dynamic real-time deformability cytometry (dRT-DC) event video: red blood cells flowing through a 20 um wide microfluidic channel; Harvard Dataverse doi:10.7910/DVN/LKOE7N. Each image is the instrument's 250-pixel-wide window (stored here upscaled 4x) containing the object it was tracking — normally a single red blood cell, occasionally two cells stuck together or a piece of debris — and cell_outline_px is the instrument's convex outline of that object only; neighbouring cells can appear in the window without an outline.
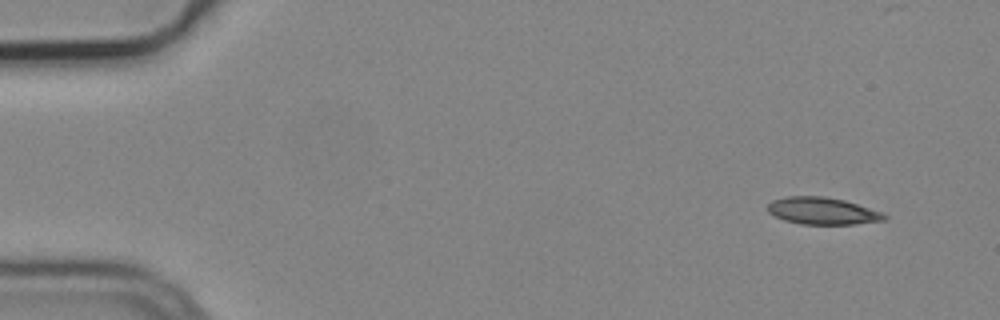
{"species": "common noctule bat (a hibernating species)", "species_latin": "Nyctalus noctula", "temperature_condition": "cold", "stored_images_in_passage": 5, "camera_frame_rate_fps": 3000, "um_per_image_px": 0.085, "animal": {"sex": "male", "body_mass_g": 19.2, "forearm_length_mm": 51.8}, "frame": {"image": 1, "passage_image": 1, "time_ms": 0.0, "image_size_px": [1000, 320], "cell_outline_px": [[888, 220], [852, 224], [800, 224], [784, 220], [768, 212], [768, 204], [772, 200], [788, 196], [824, 196], [844, 200], [880, 212], [888, 216]], "centroid_in_image_um": [69.9, 17.93], "position_along_channel_um": 15.1, "area_um2": 18.26}}
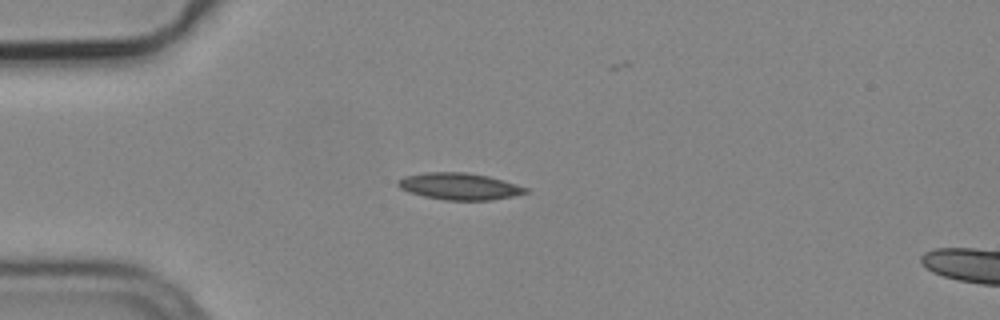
{"frame": {"image": 2, "passage_image": 3, "time_ms": 0.667, "image_size_px": [1000, 320], "cell_outline_px": [[528, 192], [512, 196], [492, 200], [444, 200], [424, 196], [408, 192], [400, 188], [396, 184], [396, 180], [404, 176], [424, 172], [464, 172], [488, 176], [504, 180], [528, 188]], "centroid_in_image_um": [39.01, 15.83], "position_along_channel_um": 46.0, "area_um2": 20.0}}
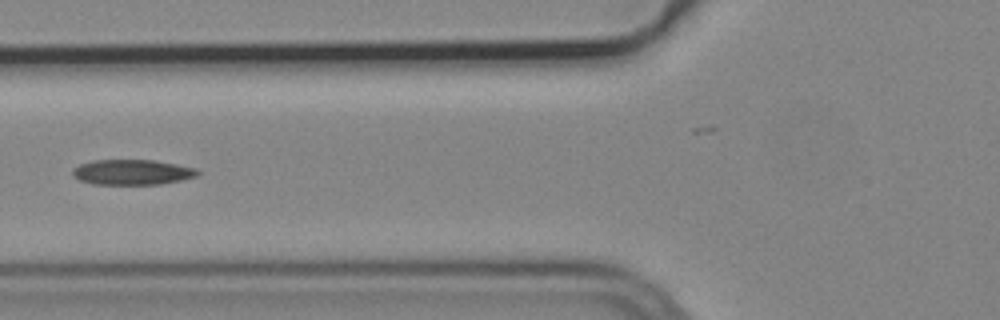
{"frame": {"image": 3, "passage_image": 5, "time_ms": 1.333, "image_size_px": [1000, 320], "cell_outline_px": [[200, 172], [196, 176], [180, 180], [160, 184], [92, 184], [80, 180], [72, 176], [72, 168], [80, 164], [92, 160], [156, 160], [196, 168]], "centroid_in_image_um": [11.2, 14.63], "position_along_channel_um": 114.6, "area_um2": 18.44}}